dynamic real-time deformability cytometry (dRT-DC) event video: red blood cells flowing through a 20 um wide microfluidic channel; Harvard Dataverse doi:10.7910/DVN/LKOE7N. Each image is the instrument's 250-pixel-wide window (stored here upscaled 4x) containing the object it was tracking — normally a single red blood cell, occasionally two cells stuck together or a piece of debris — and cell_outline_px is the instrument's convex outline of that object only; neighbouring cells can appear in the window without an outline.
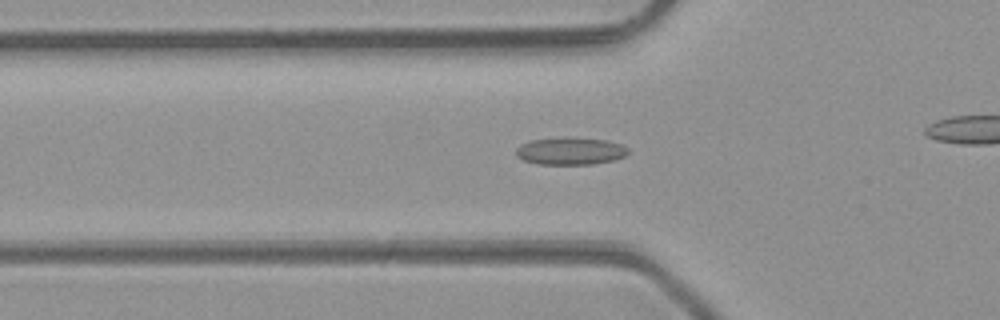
{"species": "common noctule bat (a hibernating species)", "species_latin": "Nyctalus noctula", "temperature_condition": "room temperature", "stored_images_in_passage": 30, "camera_frame_rate_fps": 3000, "um_per_image_px": 0.085, "animal": {"sex": "male", "body_mass_g": 23.1, "forearm_length_mm": 52.7}, "frame": {"image": 1, "passage_image": 8, "time_ms": 2.333, "image_size_px": [1000, 320], "cell_outline_px": [[628, 152], [624, 156], [612, 160], [592, 164], [536, 164], [524, 160], [516, 156], [516, 148], [520, 144], [532, 140], [608, 140], [624, 144], [628, 148]], "centroid_in_image_um": [48.49, 12.88], "position_along_channel_um": 77.3, "area_um2": 17.05}}
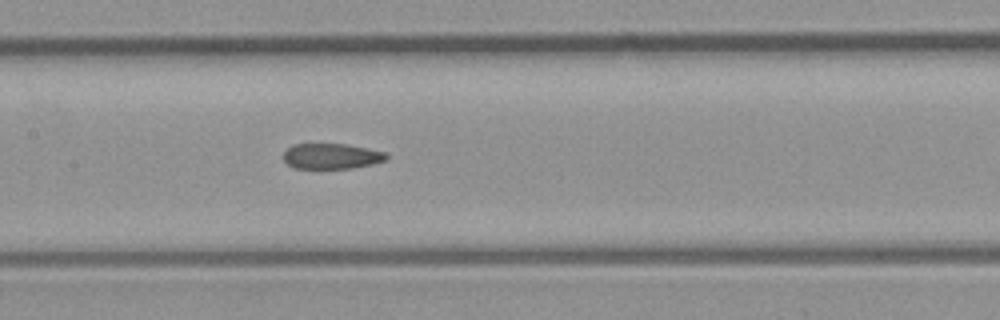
{"frame": {"image": 2, "passage_image": 15, "time_ms": 4.667, "image_size_px": [1000, 320], "cell_outline_px": [[388, 160], [372, 164], [352, 168], [292, 168], [284, 160], [284, 152], [292, 144], [344, 144], [388, 152]], "centroid_in_image_um": [28.2, 13.27], "position_along_channel_um": 179.2, "area_um2": 15.32}}
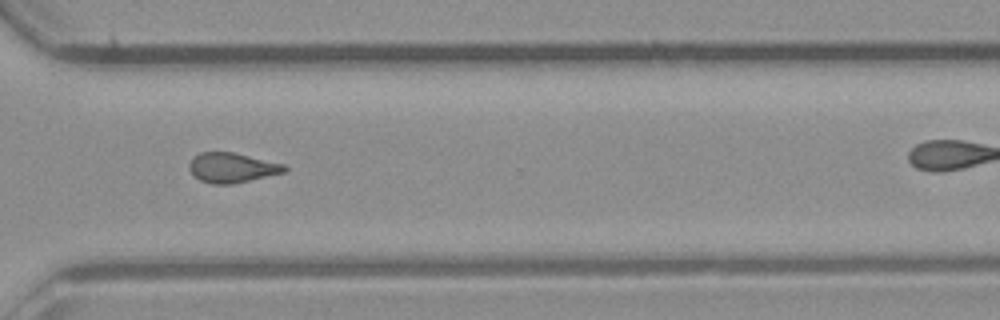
{"frame": {"image": 3, "passage_image": 27, "time_ms": 8.667, "image_size_px": [1000, 320], "cell_outline_px": [[288, 168], [284, 172], [232, 184], [212, 184], [200, 180], [188, 168], [188, 164], [200, 152], [232, 152], [284, 164]], "centroid_in_image_um": [19.71, 14.25], "position_along_channel_um": 350.9, "area_um2": 16.24}}